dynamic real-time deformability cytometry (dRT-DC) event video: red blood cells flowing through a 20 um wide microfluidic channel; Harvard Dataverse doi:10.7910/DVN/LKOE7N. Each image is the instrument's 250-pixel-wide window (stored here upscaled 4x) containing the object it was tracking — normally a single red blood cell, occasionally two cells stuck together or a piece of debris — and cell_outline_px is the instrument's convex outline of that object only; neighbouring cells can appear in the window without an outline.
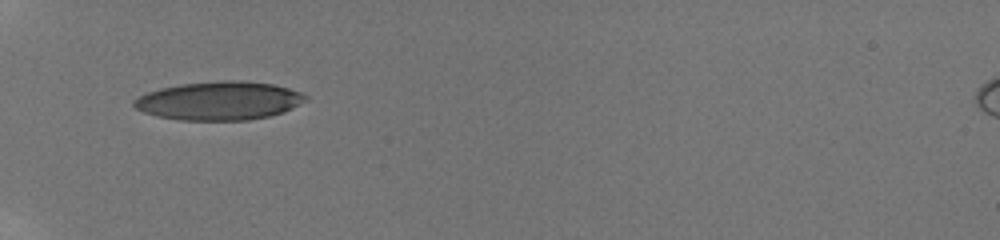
{"species": "human", "species_latin": "Homo sapiens", "temperature_condition": "room temperature", "stored_images_in_passage": 8, "camera_frame_rate_fps": 3000, "um_per_image_px": 0.085, "donor": {"sex": "male"}, "frame": {"image": 1, "passage_image": 1, "time_ms": 0.0, "image_size_px": [1000, 240], "cell_outline_px": [[308, 100], [284, 112], [268, 116], [248, 120], [180, 120], [156, 116], [144, 112], [136, 108], [132, 104], [132, 100], [148, 92], [160, 88], [180, 84], [224, 80], [240, 80], [272, 84], [288, 88], [300, 92], [308, 96]], "centroid_in_image_um": [18.64, 8.56], "position_along_channel_um": 66.4, "area_um2": 38.55}}